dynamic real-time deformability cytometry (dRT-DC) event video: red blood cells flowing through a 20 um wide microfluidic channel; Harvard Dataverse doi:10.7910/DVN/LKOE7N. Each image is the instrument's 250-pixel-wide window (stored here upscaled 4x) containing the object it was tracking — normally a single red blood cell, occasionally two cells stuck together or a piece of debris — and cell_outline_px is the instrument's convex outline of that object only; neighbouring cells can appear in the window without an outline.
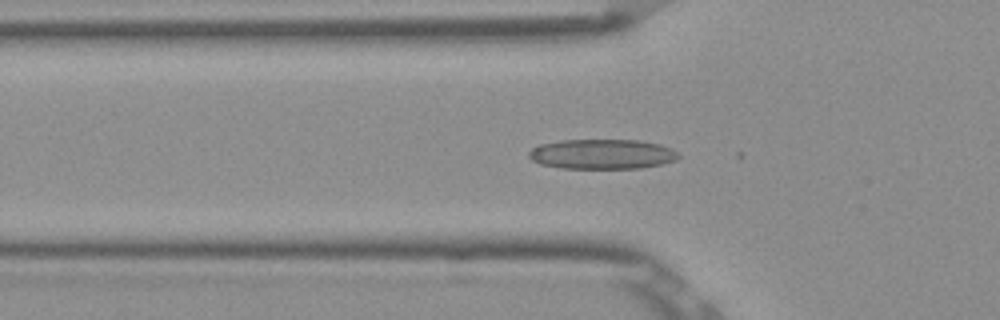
{"species": "Egyptian fruit bat (a non-hibernating species)", "species_latin": "Rousettus aegyptiacus", "temperature_condition": "room temperature", "stored_images_in_passage": 19, "camera_frame_rate_fps": 3000, "um_per_image_px": 0.085, "frame": {"image": 1, "passage_image": 18, "time_ms": 5.667, "image_size_px": [1000, 320], "cell_outline_px": [[680, 156], [676, 160], [664, 164], [640, 168], [560, 168], [540, 164], [532, 160], [528, 156], [528, 152], [532, 148], [540, 144], [560, 140], [636, 140], [660, 144], [672, 148]], "centroid_in_image_um": [51.18, 13.1], "position_along_channel_um": 74.6, "area_um2": 26.18}}